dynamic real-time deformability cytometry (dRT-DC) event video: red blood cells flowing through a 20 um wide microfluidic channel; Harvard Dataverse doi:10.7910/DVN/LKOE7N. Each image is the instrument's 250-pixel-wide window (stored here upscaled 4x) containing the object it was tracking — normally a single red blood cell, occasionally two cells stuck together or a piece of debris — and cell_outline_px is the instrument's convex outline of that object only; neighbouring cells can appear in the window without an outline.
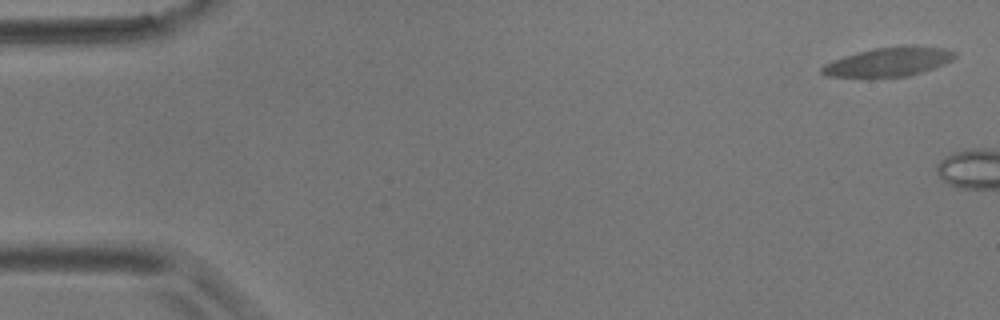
{"species": "common noctule bat (a hibernating species)", "species_latin": "Nyctalus noctula", "temperature_condition": "room temperature", "stored_images_in_passage": 2, "camera_frame_rate_fps": 3000, "um_per_image_px": 0.085, "animal": {"sex": "male", "body_mass_g": 17.9}, "frame": {"image": 1, "passage_image": 1, "time_ms": 0.0, "image_size_px": [1000, 320], "cell_outline_px": [[956, 56], [952, 60], [944, 64], [908, 76], [828, 76], [820, 72], [820, 68], [824, 64], [832, 60], [844, 56], [872, 48], [944, 48], [956, 52]], "centroid_in_image_um": [75.48, 5.28], "position_along_channel_um": 9.5, "area_um2": 21.33}}